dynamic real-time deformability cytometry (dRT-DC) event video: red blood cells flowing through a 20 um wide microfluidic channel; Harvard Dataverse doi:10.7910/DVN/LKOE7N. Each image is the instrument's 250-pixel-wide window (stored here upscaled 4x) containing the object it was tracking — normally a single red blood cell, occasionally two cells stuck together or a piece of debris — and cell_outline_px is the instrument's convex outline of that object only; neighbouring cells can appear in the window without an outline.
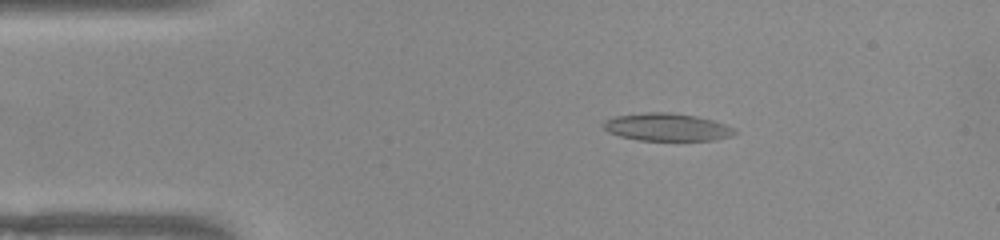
{"species": "common noctule bat (a hibernating species)", "species_latin": "Nyctalus noctula", "temperature_condition": "warm", "stored_images_in_passage": 44, "camera_frame_rate_fps": 3000, "um_per_image_px": 0.085, "animal": {"sex": "female", "body_mass_g": 22.0, "forearm_length_mm": 56.7}, "frame": {"image": 1, "passage_image": 1, "time_ms": 0.0, "image_size_px": [1000, 240], "cell_outline_px": [[736, 132], [728, 136], [716, 140], [636, 140], [620, 136], [608, 132], [604, 128], [604, 120], [616, 116], [644, 112], [668, 112], [696, 116], [712, 120], [724, 124], [732, 128]], "centroid_in_image_um": [56.64, 10.8], "position_along_channel_um": 28.4, "area_um2": 20.92}}
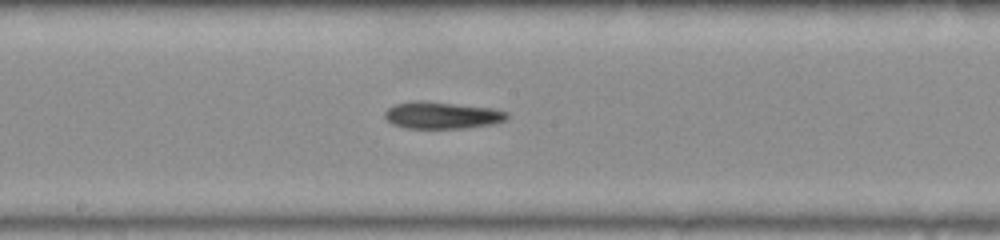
{"frame": {"image": 2, "passage_image": 19, "time_ms": 6.0, "image_size_px": [1000, 240], "cell_outline_px": [[508, 116], [504, 120], [492, 124], [464, 128], [404, 128], [392, 124], [384, 116], [384, 112], [388, 108], [396, 104], [412, 100], [420, 100], [492, 108], [508, 112]], "centroid_in_image_um": [37.53, 9.79], "position_along_channel_um": 210.7, "area_um2": 19.13}}
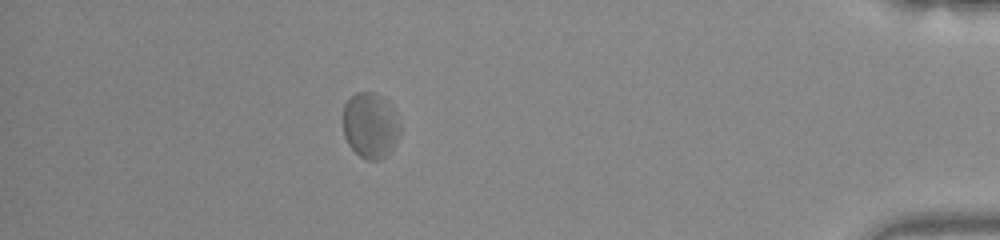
{"frame": {"image": 3, "passage_image": 38, "time_ms": 12.333, "image_size_px": [1000, 240], "cell_outline_px": [[400, 136], [388, 156], [380, 160], [364, 160], [348, 144], [344, 136], [344, 104], [356, 92], [376, 92], [388, 100], [392, 104], [400, 124]], "centroid_in_image_um": [31.52, 10.66], "position_along_channel_um": 403.7, "area_um2": 22.25}, "authors_computed_cell_mechanics": {"area_um2": 19.9988, "velocity_mm_per_s": 3.874, "shape_relaxation_time_tau1_ms": null, "shape_relaxation_time_tau2_ms": 3.9542, "deformation_change_tau1": null, "deformation_change_tau2": 0.1162}}